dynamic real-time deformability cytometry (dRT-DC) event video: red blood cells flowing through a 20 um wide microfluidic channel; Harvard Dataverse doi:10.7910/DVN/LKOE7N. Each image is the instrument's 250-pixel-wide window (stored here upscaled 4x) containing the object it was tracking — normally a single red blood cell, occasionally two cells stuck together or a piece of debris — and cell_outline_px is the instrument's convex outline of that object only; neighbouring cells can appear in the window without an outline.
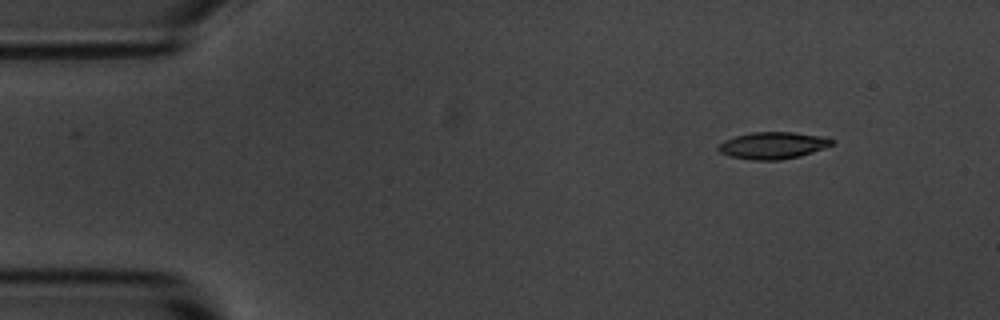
{"species": "common noctule bat (a hibernating species)", "species_latin": "Nyctalus noctula", "temperature_condition": "room temperature", "stored_images_in_passage": 4, "camera_frame_rate_fps": 3000, "um_per_image_px": 0.085, "animal": {"sex": "male", "body_mass_g": 20.1, "forearm_length_mm": 53.5}, "frame": {"image": 1, "passage_image": 1, "time_ms": 0.0, "image_size_px": [1000, 320], "cell_outline_px": [[836, 140], [832, 144], [824, 148], [800, 156], [780, 160], [756, 160], [732, 156], [720, 152], [716, 148], [716, 144], [724, 140], [736, 136], [752, 132], [796, 132], [824, 136]], "centroid_in_image_um": [65.7, 12.35], "position_along_channel_um": 19.3, "area_um2": 17.86}}
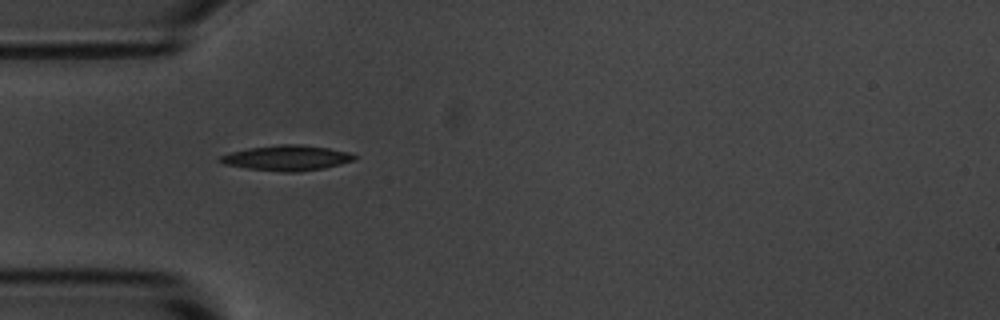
{"frame": {"image": 2, "passage_image": 3, "time_ms": 3.333, "image_size_px": [1000, 320], "cell_outline_px": [[356, 160], [324, 168], [296, 172], [284, 172], [248, 168], [224, 164], [216, 160], [220, 156], [232, 152], [248, 148], [280, 144], [300, 144], [328, 148], [348, 152], [356, 156]], "centroid_in_image_um": [24.38, 13.42], "position_along_channel_um": 60.6, "area_um2": 19.65}}